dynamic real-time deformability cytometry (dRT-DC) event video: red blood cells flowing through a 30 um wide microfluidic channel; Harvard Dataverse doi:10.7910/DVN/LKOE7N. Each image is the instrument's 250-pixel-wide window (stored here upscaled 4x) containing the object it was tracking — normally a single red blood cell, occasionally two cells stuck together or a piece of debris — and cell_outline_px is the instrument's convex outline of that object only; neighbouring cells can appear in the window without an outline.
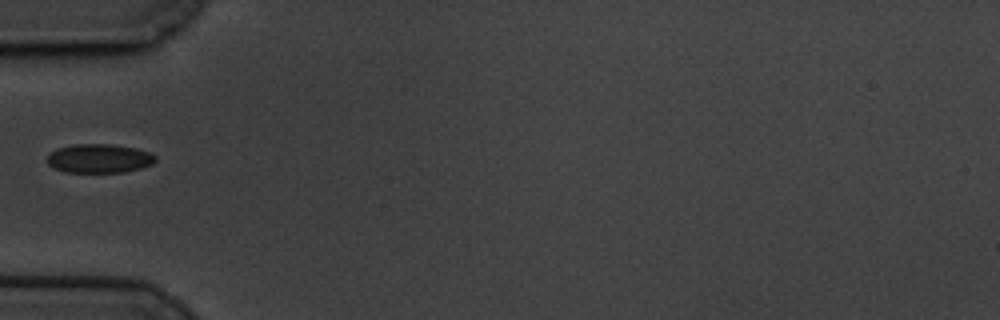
{"species": "common noctule bat (a hibernating species)", "species_latin": "Nyctalus noctula", "temperature_condition": "cold", "stored_images_in_passage": 39, "camera_frame_rate_fps": 3000, "um_per_image_px": 0.085, "animal": {"sex": "male", "body_mass_g": 19.5, "forearm_length_mm": 54.6}, "frame": {"image": 1, "passage_image": 1, "time_ms": 0.0, "image_size_px": [1000, 320], "cell_outline_px": [[156, 160], [152, 164], [140, 168], [124, 172], [64, 172], [48, 164], [48, 156], [52, 152], [60, 148], [76, 144], [112, 144], [136, 148], [148, 152], [156, 156]], "centroid_in_image_um": [8.47, 13.47], "position_along_channel_um": 76.5, "area_um2": 18.03}}
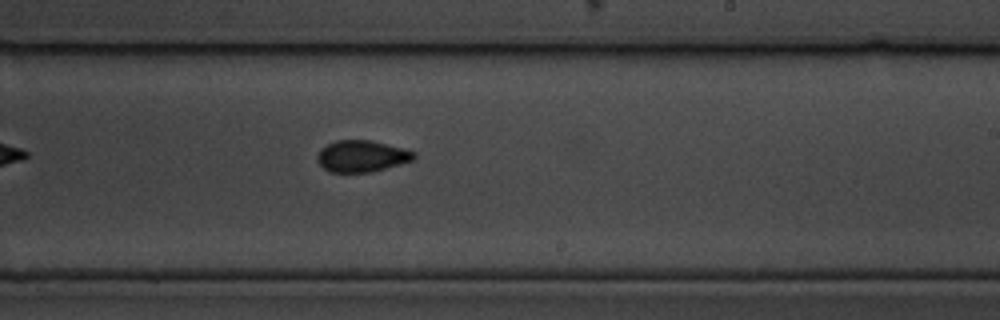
{"frame": {"image": 2, "passage_image": 17, "time_ms": 5.333, "image_size_px": [1000, 320], "cell_outline_px": [[416, 156], [412, 160], [400, 164], [372, 172], [328, 172], [316, 160], [316, 156], [320, 148], [336, 140], [372, 140], [404, 148], [416, 152]], "centroid_in_image_um": [30.74, 13.27], "position_along_channel_um": 258.3, "area_um2": 17.92}}
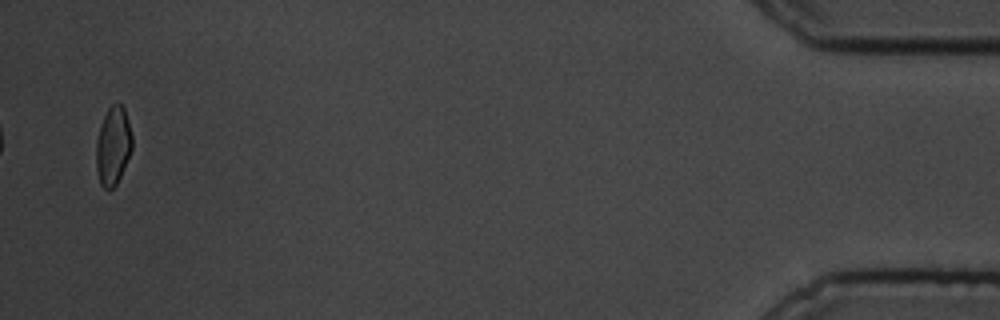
{"frame": {"image": 3, "passage_image": 39, "time_ms": 12.667, "image_size_px": [1000, 320], "cell_outline_px": [[132, 148], [120, 176], [116, 184], [108, 192], [100, 184], [96, 168], [96, 140], [100, 124], [108, 108], [112, 104], [120, 104], [124, 108], [128, 120], [132, 136]], "centroid_in_image_um": [9.59, 12.41], "position_along_channel_um": 425.6, "area_um2": 16.42}}